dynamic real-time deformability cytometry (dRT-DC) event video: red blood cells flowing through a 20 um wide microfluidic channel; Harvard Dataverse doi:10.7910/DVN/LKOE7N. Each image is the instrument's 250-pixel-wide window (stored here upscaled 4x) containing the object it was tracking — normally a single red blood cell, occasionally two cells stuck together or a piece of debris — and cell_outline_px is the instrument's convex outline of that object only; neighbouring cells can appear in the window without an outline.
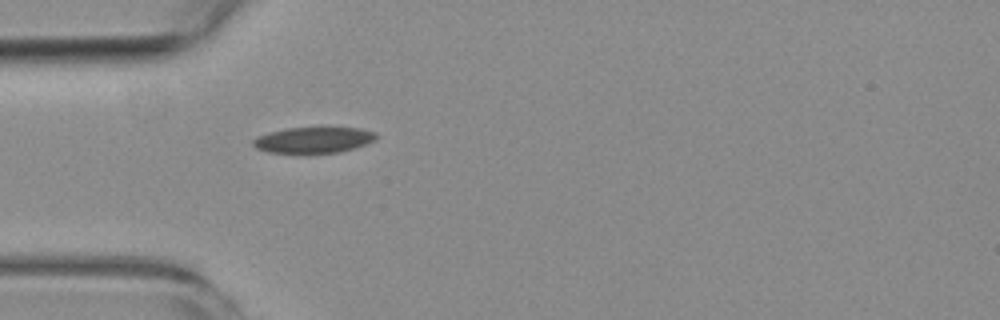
{"species": "common noctule bat (a hibernating species)", "species_latin": "Nyctalus noctula", "temperature_condition": "room temperature", "stored_images_in_passage": 4, "camera_frame_rate_fps": 3000, "um_per_image_px": 0.085, "animal": {"sex": "female", "body_mass_g": 19.3, "forearm_length_mm": 54.1}, "frame": {"image": 1, "passage_image": 4, "time_ms": 3.333, "image_size_px": [1000, 320], "cell_outline_px": [[376, 140], [340, 152], [304, 156], [268, 152], [256, 148], [252, 144], [252, 140], [256, 136], [268, 132], [288, 128], [360, 128], [376, 132]], "centroid_in_image_um": [26.58, 11.94], "position_along_channel_um": 58.4, "area_um2": 19.31}}